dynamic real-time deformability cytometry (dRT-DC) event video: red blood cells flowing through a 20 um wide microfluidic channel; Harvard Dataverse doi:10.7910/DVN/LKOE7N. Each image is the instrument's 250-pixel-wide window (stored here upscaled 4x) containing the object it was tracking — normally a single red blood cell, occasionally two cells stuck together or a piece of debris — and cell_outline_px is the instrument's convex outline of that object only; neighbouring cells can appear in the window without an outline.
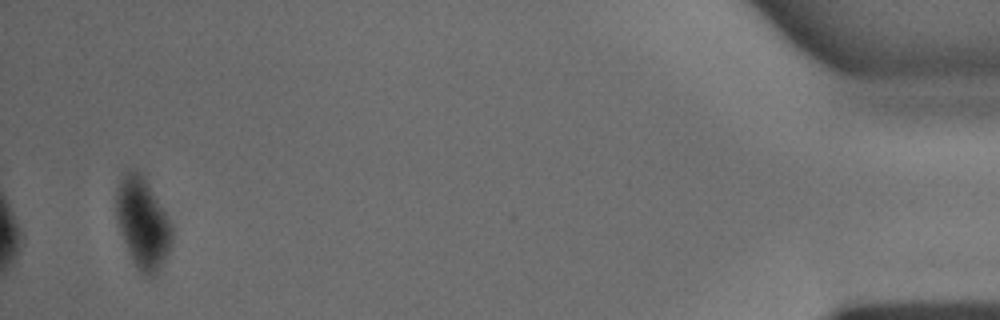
{"species": "common noctule bat (a hibernating species)", "species_latin": "Nyctalus noctula", "temperature_condition": "warm", "stored_images_in_passage": 30, "segment_of_instrument_passage": [1, 2], "camera_frame_rate_fps": 3000, "um_per_image_px": 0.085, "animal": {"sex": "male", "body_mass_g": 15.6}, "frame": {"image": 1, "passage_image": 28, "time_ms": 9.0, "image_size_px": [1000, 320], "cell_outline_px": [[172, 244], [156, 276], [144, 276], [136, 268], [132, 260], [116, 220], [116, 188], [120, 176], [124, 172], [132, 168], [136, 168], [144, 176], [172, 224]], "centroid_in_image_um": [12.11, 18.93], "position_along_channel_um": 423.1, "area_um2": 29.71}}